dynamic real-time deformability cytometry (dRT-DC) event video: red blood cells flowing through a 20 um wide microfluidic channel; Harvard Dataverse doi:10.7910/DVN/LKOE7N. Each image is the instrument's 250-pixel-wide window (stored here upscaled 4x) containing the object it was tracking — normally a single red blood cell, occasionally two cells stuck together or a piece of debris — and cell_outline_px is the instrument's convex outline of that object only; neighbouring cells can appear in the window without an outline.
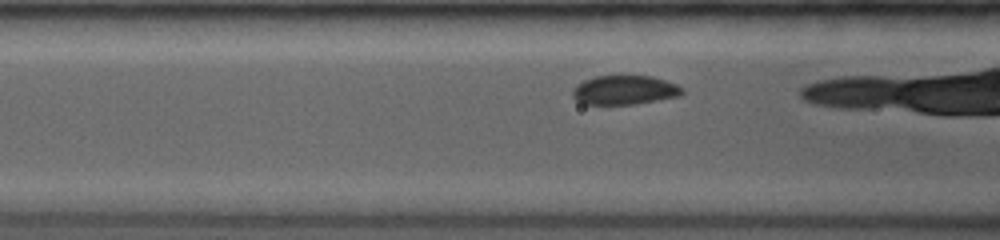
{"species": "common noctule bat (a hibernating species)", "species_latin": "Nyctalus noctula", "temperature_condition": "room temperature", "stored_images_in_passage": 33, "camera_frame_rate_fps": 3500, "um_per_image_px": 0.085, "animal": {"sex": "female", "body_mass_g": 19.0, "forearm_length_mm": 53.3}, "frame": {"image": 1, "passage_image": 5, "time_ms": 1.143, "image_size_px": [1000, 240], "cell_outline_px": [[684, 92], [680, 96], [636, 104], [584, 104], [576, 100], [572, 96], [572, 92], [576, 84], [592, 76], [652, 76], [676, 84]], "centroid_in_image_um": [53.05, 7.65], "position_along_channel_um": 113.5, "area_um2": 18.61}}
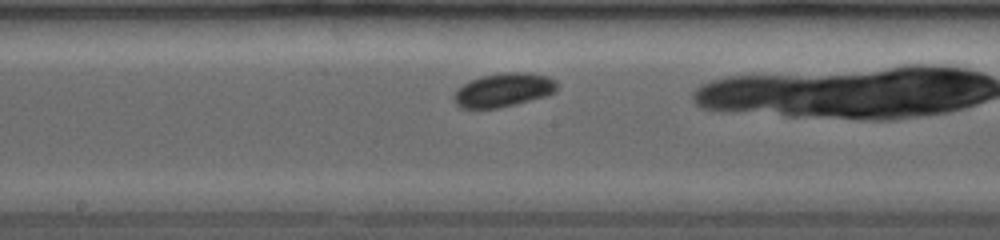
{"frame": {"image": 2, "passage_image": 13, "time_ms": 3.429, "image_size_px": [1000, 240], "cell_outline_px": [[556, 92], [544, 96], [516, 104], [496, 108], [460, 108], [452, 100], [452, 96], [456, 88], [480, 76], [500, 72], [528, 72], [548, 76], [556, 80]], "centroid_in_image_um": [42.76, 7.64], "position_along_channel_um": 205.4, "area_um2": 20.46}}
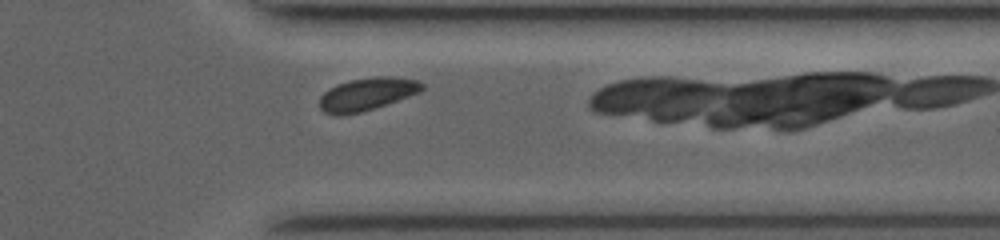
{"frame": {"image": 3, "passage_image": 28, "time_ms": 7.714, "image_size_px": [1000, 240], "cell_outline_px": [[424, 88], [420, 92], [360, 112], [324, 112], [320, 108], [320, 96], [324, 92], [336, 84], [348, 80], [376, 76], [392, 76], [416, 80], [424, 84]], "centroid_in_image_um": [31.23, 7.94], "position_along_channel_um": 380.2, "area_um2": 18.84}, "authors_computed_cell_mechanics": {"area_um2": 19.4208, "velocity_mm_per_s": 4.0451, "shape_relaxation_time_tau1_ms": 2.9997, "shape_relaxation_time_tau2_ms": null, "deformation_change_tau1": 0.1235, "deformation_change_tau2": null}}